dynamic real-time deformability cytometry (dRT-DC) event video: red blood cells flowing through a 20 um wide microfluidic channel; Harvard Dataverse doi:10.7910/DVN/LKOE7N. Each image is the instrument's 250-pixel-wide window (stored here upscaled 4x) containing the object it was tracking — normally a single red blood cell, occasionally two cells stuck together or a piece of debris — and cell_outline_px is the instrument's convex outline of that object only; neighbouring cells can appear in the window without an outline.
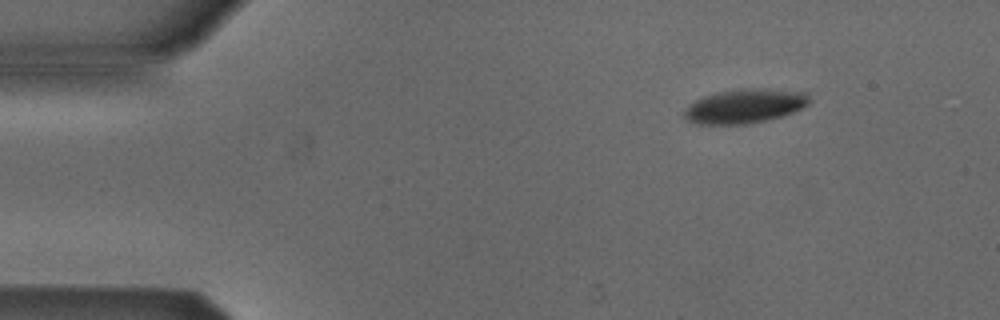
{"species": "Egyptian fruit bat (a non-hibernating species)", "species_latin": "Rousettus aegyptiacus", "temperature_condition": "cold", "stored_images_in_passage": 4, "camera_frame_rate_fps": 3000, "um_per_image_px": 0.085, "animal": {"sex": "male"}, "frame": {"image": 1, "passage_image": 2, "time_ms": 1.0, "image_size_px": [1000, 320], "cell_outline_px": [[812, 100], [808, 104], [792, 112], [780, 116], [764, 120], [744, 124], [696, 124], [684, 120], [684, 108], [688, 104], [704, 96], [716, 92], [744, 88], [768, 88], [808, 92]], "centroid_in_image_um": [63.29, 9.0], "position_along_channel_um": 21.7, "area_um2": 25.14}}